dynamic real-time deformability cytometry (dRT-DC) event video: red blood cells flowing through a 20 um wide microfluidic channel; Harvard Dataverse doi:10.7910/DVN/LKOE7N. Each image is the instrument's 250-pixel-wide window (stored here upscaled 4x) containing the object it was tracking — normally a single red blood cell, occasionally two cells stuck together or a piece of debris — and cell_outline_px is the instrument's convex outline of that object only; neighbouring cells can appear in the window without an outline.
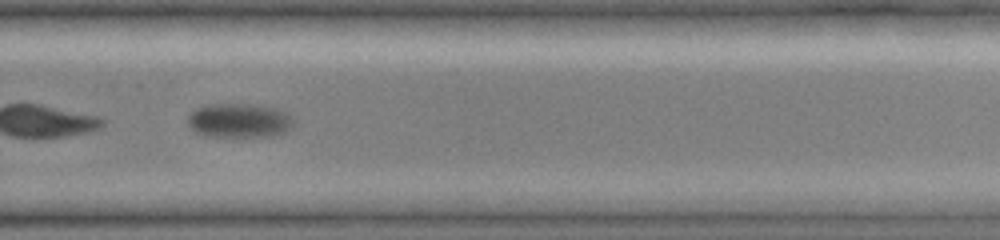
{"species": "common noctule bat (a hibernating species)", "species_latin": "Nyctalus noctula", "temperature_condition": "cold", "stored_images_in_passage": 40, "camera_frame_rate_fps": 3000, "um_per_image_px": 0.085, "animal": {"sex": "female", "body_mass_g": 19.0, "forearm_length_mm": 51.5}, "frame": {"image": 1, "passage_image": 30, "time_ms": 9.667, "image_size_px": [1000, 240], "cell_outline_px": [[292, 128], [288, 132], [272, 136], [212, 136], [196, 132], [188, 124], [188, 116], [196, 108], [212, 104], [240, 104], [280, 108], [292, 120]], "centroid_in_image_um": [20.35, 10.25], "position_along_channel_um": 309.4, "area_um2": 20.81}}
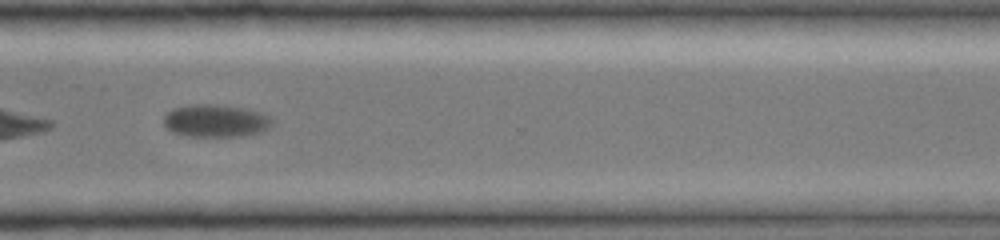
{"frame": {"image": 2, "passage_image": 33, "time_ms": 10.667, "image_size_px": [1000, 240], "cell_outline_px": [[272, 124], [268, 128], [260, 132], [244, 136], [188, 136], [172, 132], [164, 124], [164, 116], [172, 108], [192, 104], [216, 104], [244, 108], [268, 116], [272, 120]], "centroid_in_image_um": [18.3, 10.26], "position_along_channel_um": 352.3, "area_um2": 20.46}}